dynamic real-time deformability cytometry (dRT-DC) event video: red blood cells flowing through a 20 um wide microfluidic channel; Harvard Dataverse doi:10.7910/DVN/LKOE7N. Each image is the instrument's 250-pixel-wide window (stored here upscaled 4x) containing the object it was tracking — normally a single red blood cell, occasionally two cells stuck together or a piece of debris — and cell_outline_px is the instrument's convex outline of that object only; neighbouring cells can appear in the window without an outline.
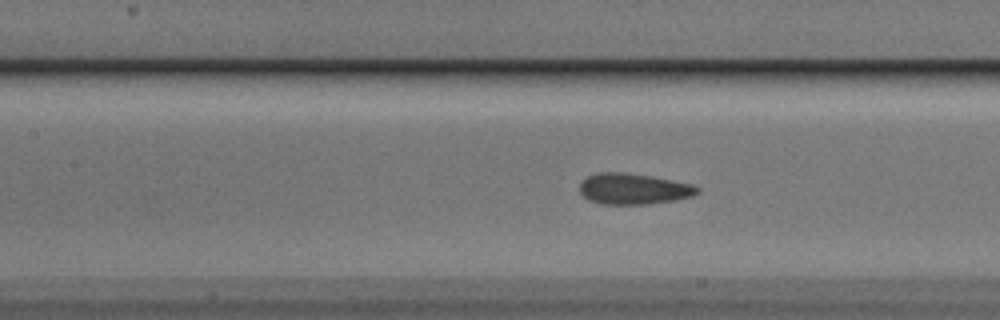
{"species": "Egyptian fruit bat (a non-hibernating species)", "species_latin": "Rousettus aegyptiacus", "temperature_condition": "cold", "stored_images_in_passage": 34, "camera_frame_rate_fps": 3000, "um_per_image_px": 0.085, "animal": {"sex": "male"}, "frame": {"image": 1, "passage_image": 19, "time_ms": 6.0, "image_size_px": [1000, 320], "cell_outline_px": [[700, 192], [692, 196], [676, 200], [648, 204], [600, 204], [588, 200], [580, 192], [580, 184], [588, 176], [596, 172], [624, 172], [652, 176], [692, 184], [700, 188]], "centroid_in_image_um": [53.86, 16.05], "position_along_channel_um": 153.5, "area_um2": 21.33}}
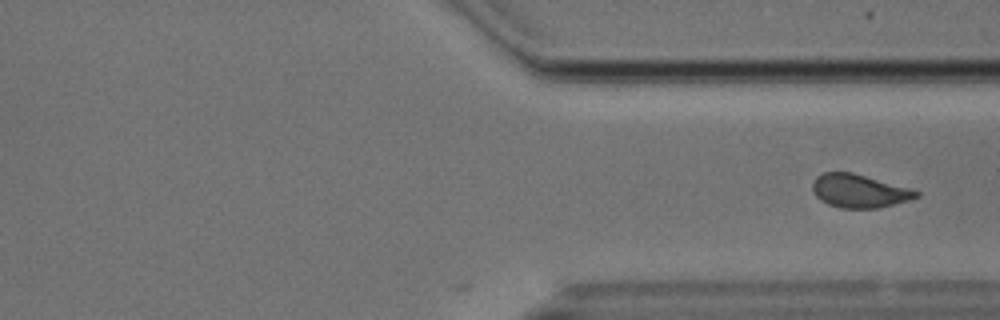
{"frame": {"image": 2, "passage_image": 34, "time_ms": 11.0, "image_size_px": [1000, 320], "cell_outline_px": [[920, 196], [908, 200], [876, 208], [840, 208], [828, 204], [820, 200], [812, 192], [812, 180], [816, 176], [824, 172], [852, 172], [912, 188], [920, 192]], "centroid_in_image_um": [73.01, 16.22], "position_along_channel_um": 338.4, "area_um2": 20.29}}